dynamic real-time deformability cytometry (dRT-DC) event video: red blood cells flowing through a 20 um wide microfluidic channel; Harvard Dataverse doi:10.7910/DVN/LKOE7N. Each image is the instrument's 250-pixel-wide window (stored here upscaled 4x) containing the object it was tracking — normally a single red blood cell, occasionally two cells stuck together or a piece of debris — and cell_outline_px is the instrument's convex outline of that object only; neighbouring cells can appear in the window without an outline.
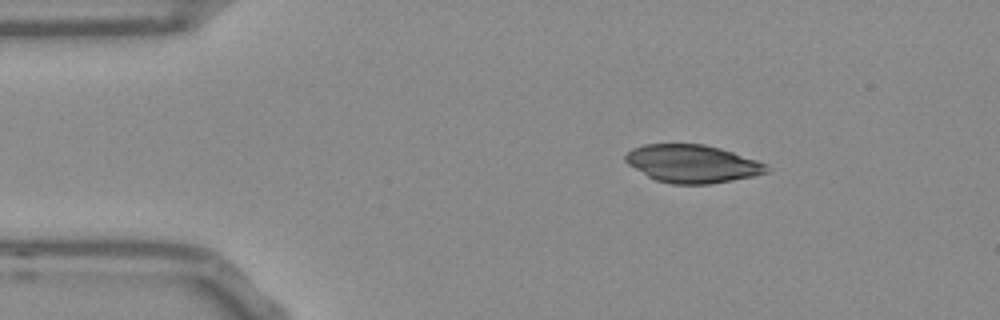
{"species": "Egyptian fruit bat (a non-hibernating species)", "species_latin": "Rousettus aegyptiacus", "temperature_condition": "room temperature", "stored_images_in_passage": 45, "camera_frame_rate_fps": 3000, "um_per_image_px": 0.085, "frame": {"image": 1, "passage_image": 1, "time_ms": 0.0, "image_size_px": [1000, 320], "cell_outline_px": [[772, 168], [768, 172], [752, 176], [732, 180], [708, 184], [672, 184], [656, 180], [648, 176], [628, 164], [624, 160], [624, 156], [632, 148], [644, 144], [704, 144], [720, 148], [768, 164]], "centroid_in_image_um": [58.85, 13.91], "position_along_channel_um": 26.1, "area_um2": 31.1}}
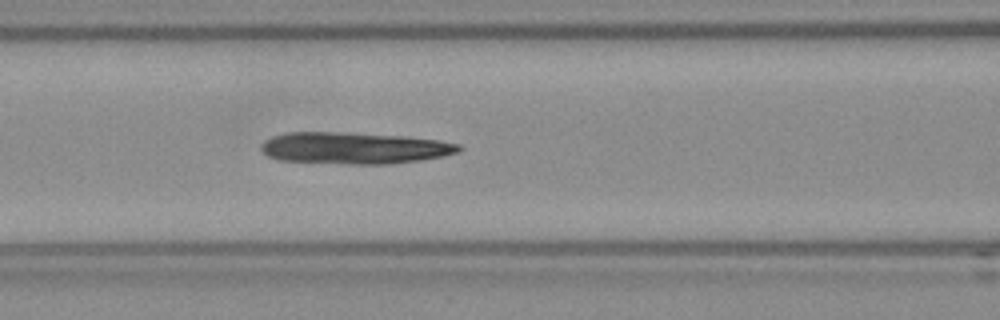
{"frame": {"image": 2, "passage_image": 14, "time_ms": 4.333, "image_size_px": [1000, 320], "cell_outline_px": [[464, 148], [460, 152], [420, 160], [388, 164], [348, 164], [280, 160], [268, 156], [260, 148], [260, 144], [264, 140], [272, 136], [288, 132], [352, 132], [404, 136], [440, 140], [460, 144]], "centroid_in_image_um": [30.12, 12.57], "position_along_channel_um": 136.5, "area_um2": 36.76}}
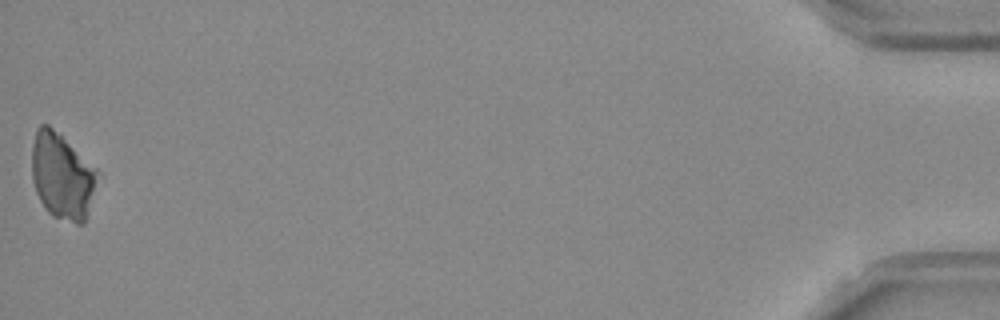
{"frame": {"image": 3, "passage_image": 45, "time_ms": 14.667, "image_size_px": [1000, 320], "cell_outline_px": [[100, 172], [84, 224], [76, 224], [52, 216], [44, 208], [36, 192], [32, 180], [32, 144], [36, 128], [40, 124], [48, 124], [96, 168]], "centroid_in_image_um": [5.26, 14.99], "position_along_channel_um": 429.9, "area_um2": 32.89}}